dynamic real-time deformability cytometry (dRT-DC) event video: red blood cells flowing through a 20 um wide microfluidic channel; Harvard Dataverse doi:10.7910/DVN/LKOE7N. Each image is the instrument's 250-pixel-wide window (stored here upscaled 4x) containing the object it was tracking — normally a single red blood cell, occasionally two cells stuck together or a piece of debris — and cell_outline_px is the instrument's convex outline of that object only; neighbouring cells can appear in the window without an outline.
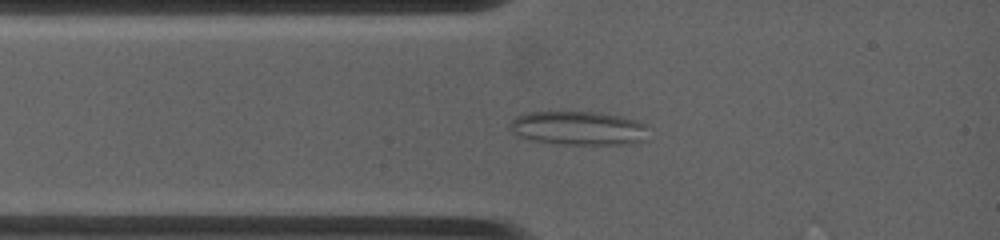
{"species": "common noctule bat (a hibernating species)", "species_latin": "Nyctalus noctula", "temperature_condition": "warm", "stored_images_in_passage": 17, "camera_frame_rate_fps": 4500, "um_per_image_px": 0.085, "animal": {"sex": "female", "body_mass_g": 19.0, "forearm_length_mm": 53.3}, "frame": {"image": 1, "passage_image": 10, "time_ms": 1.778, "image_size_px": [1000, 240], "cell_outline_px": [[648, 140], [628, 144], [560, 144], [532, 140], [520, 136], [512, 128], [512, 120], [516, 116], [528, 112], [600, 112], [620, 116], [636, 120], [648, 124]], "centroid_in_image_um": [49.29, 10.89], "position_along_channel_um": 35.7, "area_um2": 27.34}}
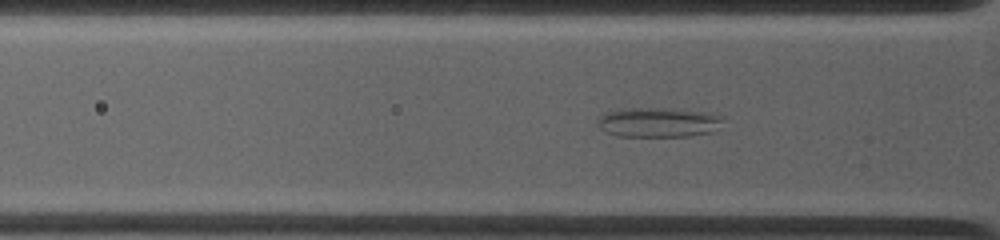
{"frame": {"image": 2, "passage_image": 14, "time_ms": 2.667, "image_size_px": [1000, 240], "cell_outline_px": [[720, 120], [712, 132], [688, 136], [616, 136], [600, 128], [596, 124], [596, 120], [604, 112], [620, 108], [664, 108], [704, 112], [720, 116]], "centroid_in_image_um": [55.82, 10.39], "position_along_channel_um": 70.0, "area_um2": 21.44}}